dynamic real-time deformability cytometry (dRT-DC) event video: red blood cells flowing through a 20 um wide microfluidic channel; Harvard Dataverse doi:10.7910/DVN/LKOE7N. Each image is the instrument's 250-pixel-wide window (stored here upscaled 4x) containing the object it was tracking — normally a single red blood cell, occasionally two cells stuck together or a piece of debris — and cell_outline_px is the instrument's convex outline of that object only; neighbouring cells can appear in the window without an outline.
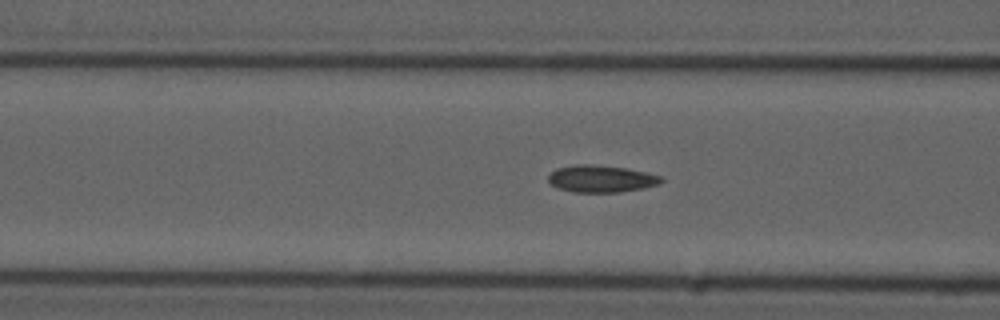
{"species": "common noctule bat (a hibernating species)", "species_latin": "Nyctalus noctula", "temperature_condition": "cold", "stored_images_in_passage": 42, "camera_frame_rate_fps": 3000, "um_per_image_px": 0.085, "animal": {"sex": "male", "forearm_length_mm": 52.5}, "frame": {"image": 1, "passage_image": 20, "time_ms": 6.333, "image_size_px": [1000, 320], "cell_outline_px": [[664, 180], [660, 184], [644, 188], [620, 192], [572, 192], [560, 188], [552, 184], [548, 180], [548, 176], [556, 168], [576, 164], [592, 164], [624, 168], [644, 172], [660, 176]], "centroid_in_image_um": [51.1, 15.19], "position_along_channel_um": 115.5, "area_um2": 17.69}}
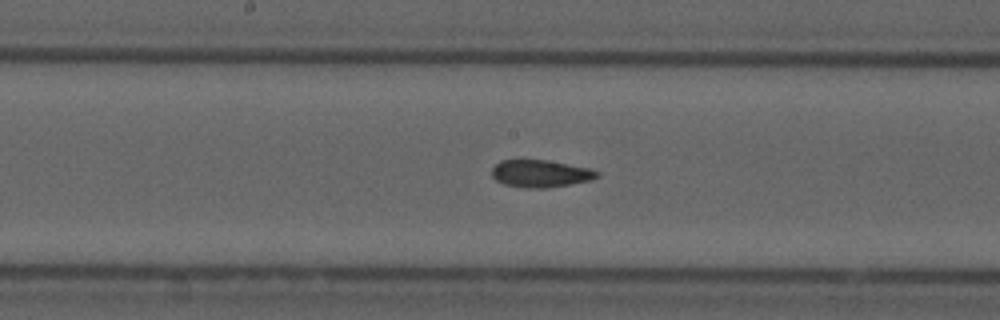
{"frame": {"image": 2, "passage_image": 27, "time_ms": 8.667, "image_size_px": [1000, 320], "cell_outline_px": [[600, 176], [588, 180], [568, 184], [544, 188], [528, 188], [504, 184], [496, 180], [492, 176], [492, 168], [500, 160], [548, 160], [588, 168], [600, 172]], "centroid_in_image_um": [45.92, 14.74], "position_along_channel_um": 202.3, "area_um2": 16.53}}
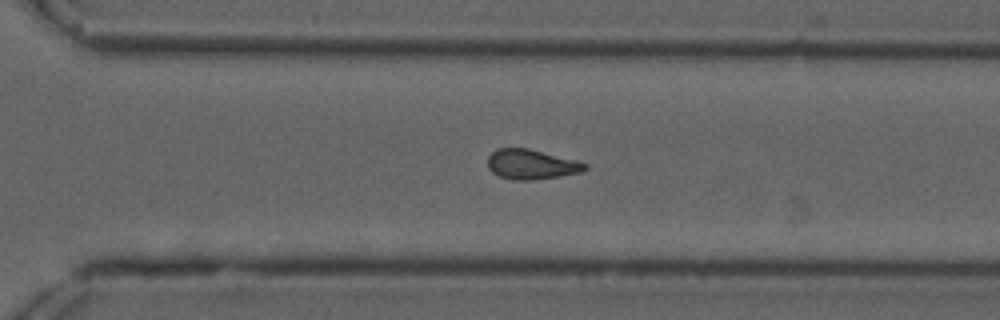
{"frame": {"image": 3, "passage_image": 37, "time_ms": 12.0, "image_size_px": [1000, 320], "cell_outline_px": [[588, 168], [580, 172], [532, 180], [512, 180], [500, 176], [492, 172], [488, 168], [488, 156], [496, 148], [528, 148], [576, 160], [588, 164]], "centroid_in_image_um": [45.14, 13.96], "position_along_channel_um": 325.5, "area_um2": 16.82}}